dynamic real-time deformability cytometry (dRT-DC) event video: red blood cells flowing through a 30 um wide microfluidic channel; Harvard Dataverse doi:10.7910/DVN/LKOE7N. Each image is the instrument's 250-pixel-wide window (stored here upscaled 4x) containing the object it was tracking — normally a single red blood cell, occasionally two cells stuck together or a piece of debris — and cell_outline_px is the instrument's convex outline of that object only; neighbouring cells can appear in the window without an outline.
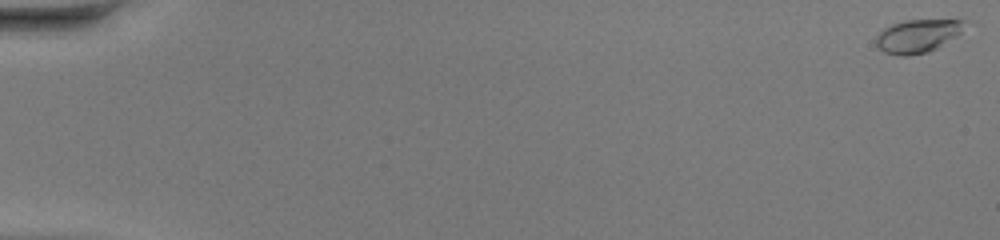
{"species": "common noctule bat (a hibernating species)", "species_latin": "Nyctalus noctula", "temperature_condition": "warm", "stored_images_in_passage": 50, "camera_frame_rate_fps": 3000, "um_per_image_px": 0.085, "animal": {"sex": "female", "body_mass_g": 20.0, "forearm_length_mm": 54.0}, "frame": {"image": 1, "passage_image": 2, "time_ms": 0.333, "image_size_px": [1000, 240], "cell_outline_px": [[964, 20], [960, 32], [956, 36], [936, 48], [928, 52], [908, 56], [900, 56], [884, 52], [876, 44], [876, 36], [884, 28], [892, 24], [904, 20]], "centroid_in_image_um": [77.94, 3.07], "position_along_channel_um": 7.1, "area_um2": 16.82}}
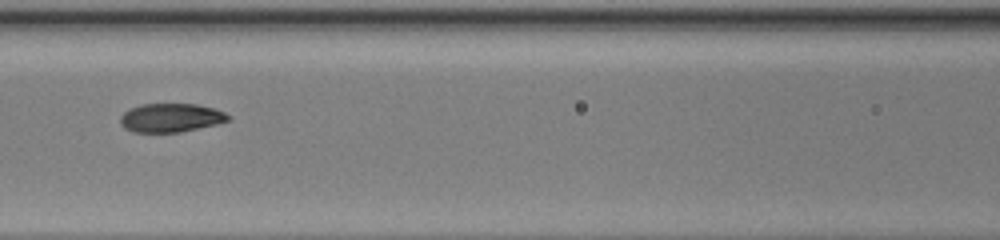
{"frame": {"image": 2, "passage_image": 25, "time_ms": 8.0, "image_size_px": [1000, 240], "cell_outline_px": [[232, 120], [216, 124], [180, 132], [132, 132], [124, 128], [120, 124], [120, 116], [128, 108], [140, 104], [196, 104], [212, 108], [224, 112], [232, 116]], "centroid_in_image_um": [14.5, 10.01], "position_along_channel_um": 152.1, "area_um2": 18.21}}
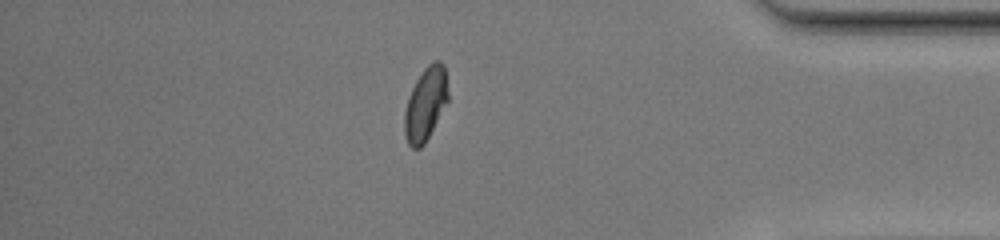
{"frame": {"image": 3, "passage_image": 44, "time_ms": 14.333, "image_size_px": [1000, 240], "cell_outline_px": [[448, 100], [424, 144], [420, 148], [412, 148], [408, 144], [404, 136], [404, 112], [408, 96], [416, 80], [424, 68], [432, 60], [440, 60], [444, 64], [448, 92]], "centroid_in_image_um": [36.15, 8.82], "position_along_channel_um": 399.0, "area_um2": 18.61}, "authors_computed_cell_mechanics": {"area_um2": 18.2648, "velocity_mm_per_s": 4.3317, "shape_relaxation_time_tau1_ms": 6.0335, "shape_relaxation_time_tau2_ms": null, "deformation_change_tau1": 0.2115, "deformation_change_tau2": null}}